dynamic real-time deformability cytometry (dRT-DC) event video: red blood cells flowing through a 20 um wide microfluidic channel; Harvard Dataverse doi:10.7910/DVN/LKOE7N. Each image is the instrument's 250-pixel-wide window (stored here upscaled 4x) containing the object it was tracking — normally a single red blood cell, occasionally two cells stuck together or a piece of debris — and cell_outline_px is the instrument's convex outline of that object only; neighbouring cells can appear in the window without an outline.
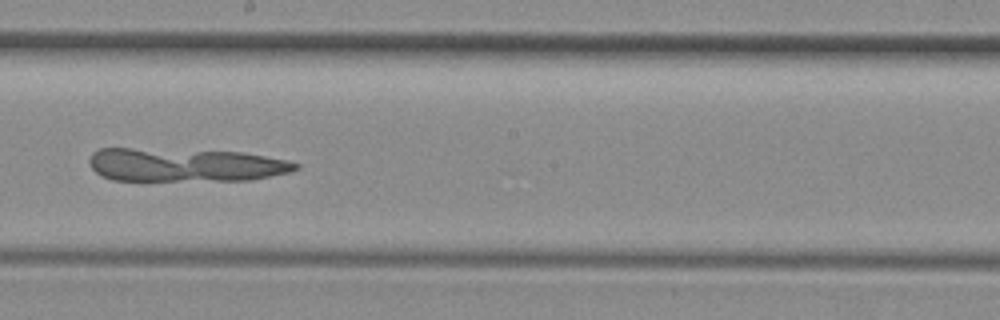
{"species": "common noctule bat (a hibernating species)", "species_latin": "Nyctalus noctula", "temperature_condition": "room temperature", "stored_images_in_passage": 44, "camera_frame_rate_fps": 3000, "um_per_image_px": 0.085, "animal": {"sex": "female", "body_mass_g": 29.2, "forearm_length_mm": 56.3}, "frame": {"image": 1, "passage_image": 22, "time_ms": 7.0, "image_size_px": [1000, 320], "cell_outline_px": [[300, 168], [288, 172], [252, 180], [112, 180], [100, 176], [88, 164], [88, 160], [92, 152], [100, 148], [132, 148], [240, 152], [288, 160], [300, 164]], "centroid_in_image_um": [15.69, 14.02], "position_along_channel_um": 232.5, "area_um2": 40.17}}